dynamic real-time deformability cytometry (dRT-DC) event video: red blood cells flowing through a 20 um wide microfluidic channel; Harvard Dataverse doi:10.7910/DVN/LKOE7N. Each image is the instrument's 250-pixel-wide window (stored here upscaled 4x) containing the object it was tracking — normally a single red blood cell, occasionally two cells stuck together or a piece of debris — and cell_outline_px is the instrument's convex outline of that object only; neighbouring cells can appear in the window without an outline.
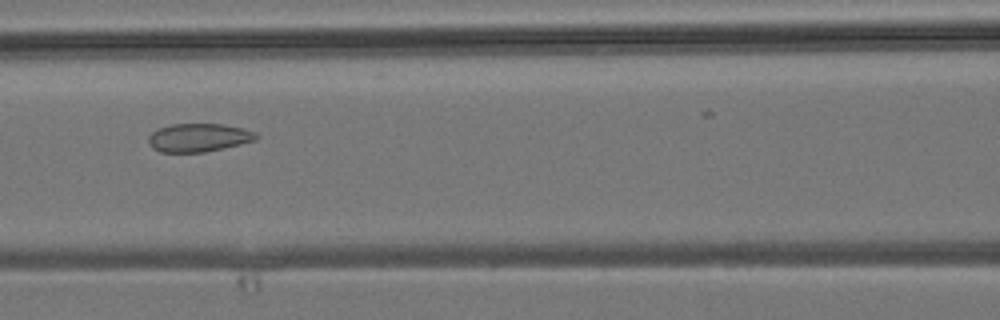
{"species": "common noctule bat (a hibernating species)", "species_latin": "Nyctalus noctula", "temperature_condition": "room temperature", "stored_images_in_passage": 5, "camera_frame_rate_fps": 3000, "um_per_image_px": 0.085, "animal": {"sex": "male", "body_mass_g": 19.2, "forearm_length_mm": 51.8}, "frame": {"image": 1, "passage_image": 5, "time_ms": 6.0, "image_size_px": [1000, 320], "cell_outline_px": [[260, 136], [256, 140], [224, 148], [204, 152], [160, 152], [152, 148], [148, 144], [148, 136], [152, 132], [160, 128], [172, 124], [224, 124], [244, 128], [256, 132]], "centroid_in_image_um": [16.9, 11.7], "position_along_channel_um": 149.7, "area_um2": 17.92}}